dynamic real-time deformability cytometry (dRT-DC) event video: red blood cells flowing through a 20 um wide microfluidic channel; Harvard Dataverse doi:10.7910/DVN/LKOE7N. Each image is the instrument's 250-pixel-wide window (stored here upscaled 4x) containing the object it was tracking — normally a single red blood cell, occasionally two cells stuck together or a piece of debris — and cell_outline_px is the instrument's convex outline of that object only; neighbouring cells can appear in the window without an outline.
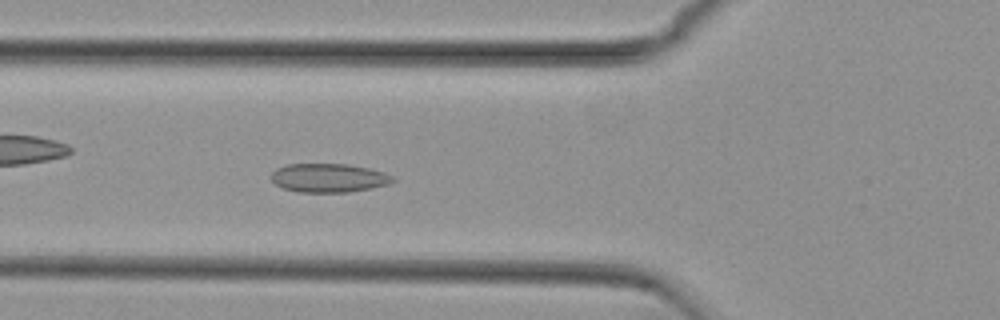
{"species": "common noctule bat (a hibernating species)", "species_latin": "Nyctalus noctula", "temperature_condition": "cold", "stored_images_in_passage": 49, "camera_frame_rate_fps": 3000, "um_per_image_px": 0.085, "animal": {"sex": "female", "body_mass_g": 29.2, "forearm_length_mm": 56.3}, "frame": {"image": 1, "passage_image": 14, "time_ms": 4.333, "image_size_px": [1000, 320], "cell_outline_px": [[396, 180], [388, 184], [372, 188], [348, 192], [296, 192], [284, 188], [276, 184], [272, 180], [272, 172], [276, 168], [288, 164], [348, 164], [368, 168], [384, 172], [396, 176]], "centroid_in_image_um": [27.98, 15.12], "position_along_channel_um": 97.8, "area_um2": 20.46}}
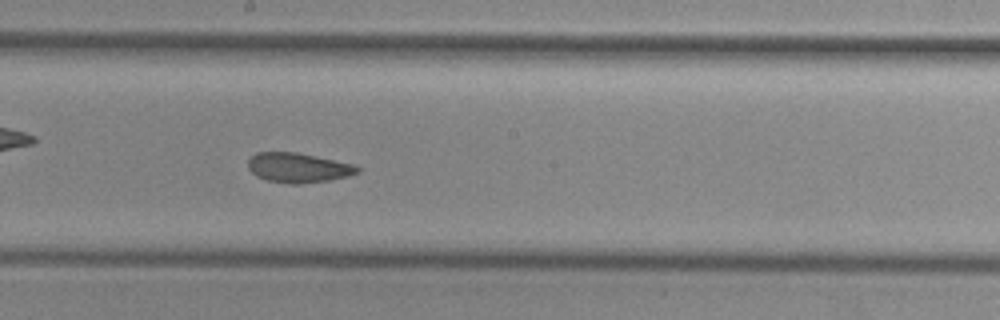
{"frame": {"image": 2, "passage_image": 24, "time_ms": 7.667, "image_size_px": [1000, 320], "cell_outline_px": [[360, 172], [348, 176], [328, 180], [300, 184], [288, 184], [268, 180], [256, 176], [248, 168], [248, 160], [256, 152], [296, 152], [356, 164], [360, 168]], "centroid_in_image_um": [25.37, 14.25], "position_along_channel_um": 222.8, "area_um2": 19.02}}
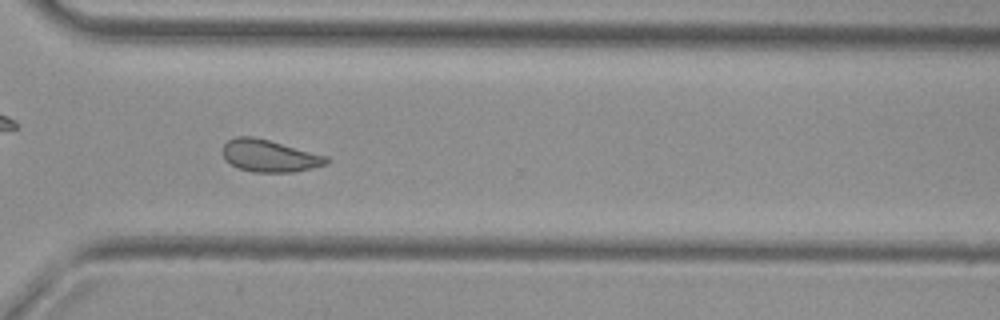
{"frame": {"image": 3, "passage_image": 34, "time_ms": 11.0, "image_size_px": [1000, 320], "cell_outline_px": [[332, 160], [328, 164], [312, 168], [292, 172], [252, 172], [240, 168], [224, 160], [220, 152], [220, 148], [228, 140], [236, 136], [252, 136], [268, 140], [328, 156]], "centroid_in_image_um": [22.88, 13.24], "position_along_channel_um": 347.7, "area_um2": 19.65}, "authors_computed_cell_mechanics": {"area_um2": 19.8832, "velocity_mm_per_s": 3.7411, "shape_relaxation_time_tau1_ms": null, "shape_relaxation_time_tau2_ms": 1.9096, "deformation_change_tau1": null, "deformation_change_tau2": 0.0814}}